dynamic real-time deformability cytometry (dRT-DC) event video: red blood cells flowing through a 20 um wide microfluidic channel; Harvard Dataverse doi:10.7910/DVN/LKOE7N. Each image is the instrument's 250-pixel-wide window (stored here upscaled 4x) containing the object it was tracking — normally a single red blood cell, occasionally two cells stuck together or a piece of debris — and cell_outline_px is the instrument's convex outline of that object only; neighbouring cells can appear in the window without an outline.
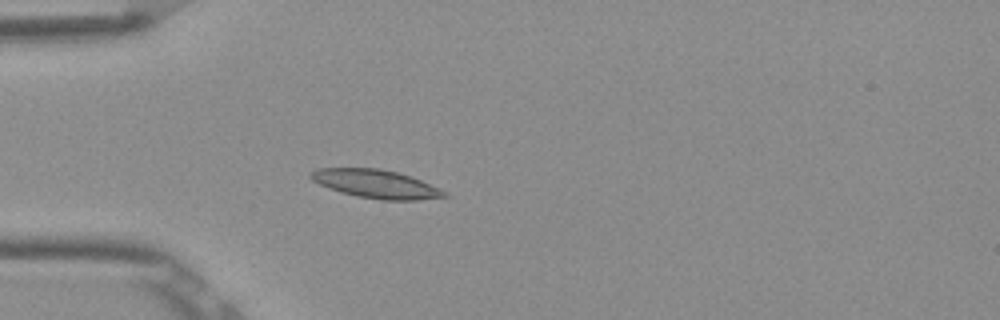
{"species": "Egyptian fruit bat (a non-hibernating species)", "species_latin": "Rousettus aegyptiacus", "temperature_condition": "room temperature", "stored_images_in_passage": 5, "camera_frame_rate_fps": 3000, "um_per_image_px": 0.085, "frame": {"image": 1, "passage_image": 5, "time_ms": 1.333, "image_size_px": [1000, 320], "cell_outline_px": [[448, 196], [416, 200], [380, 200], [356, 196], [340, 192], [320, 184], [312, 180], [308, 176], [316, 168], [380, 168], [412, 176], [444, 192]], "centroid_in_image_um": [31.9, 15.63], "position_along_channel_um": 53.1, "area_um2": 21.85}}